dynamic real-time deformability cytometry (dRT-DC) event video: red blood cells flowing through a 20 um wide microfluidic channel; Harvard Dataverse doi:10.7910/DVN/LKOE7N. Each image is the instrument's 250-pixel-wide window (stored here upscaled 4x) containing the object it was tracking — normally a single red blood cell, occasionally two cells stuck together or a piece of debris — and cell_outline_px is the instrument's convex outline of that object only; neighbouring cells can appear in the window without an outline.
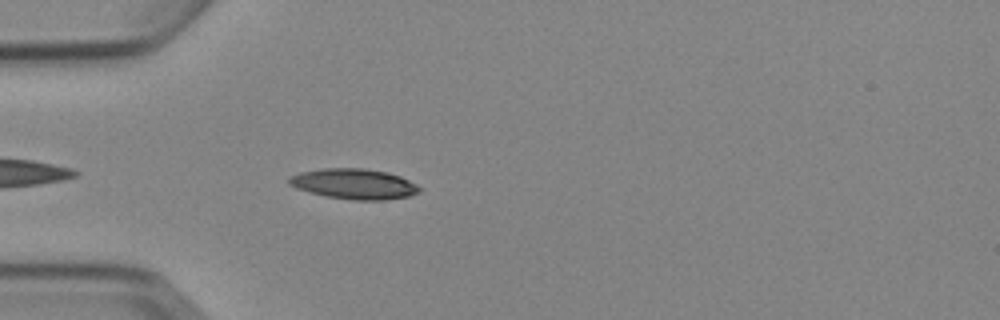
{"species": "Egyptian fruit bat (a non-hibernating species)", "species_latin": "Rousettus aegyptiacus", "temperature_condition": "cold", "stored_images_in_passage": 5, "camera_frame_rate_fps": 3000, "um_per_image_px": 0.085, "animal": {"sex": "female"}, "frame": {"image": 1, "passage_image": 5, "time_ms": 4.667, "image_size_px": [1000, 320], "cell_outline_px": [[420, 192], [408, 196], [384, 200], [352, 200], [328, 196], [308, 192], [296, 188], [288, 184], [288, 176], [300, 172], [324, 168], [364, 168], [388, 172], [400, 176], [416, 184], [420, 188]], "centroid_in_image_um": [30.07, 15.63], "position_along_channel_um": 54.9, "area_um2": 23.12}}